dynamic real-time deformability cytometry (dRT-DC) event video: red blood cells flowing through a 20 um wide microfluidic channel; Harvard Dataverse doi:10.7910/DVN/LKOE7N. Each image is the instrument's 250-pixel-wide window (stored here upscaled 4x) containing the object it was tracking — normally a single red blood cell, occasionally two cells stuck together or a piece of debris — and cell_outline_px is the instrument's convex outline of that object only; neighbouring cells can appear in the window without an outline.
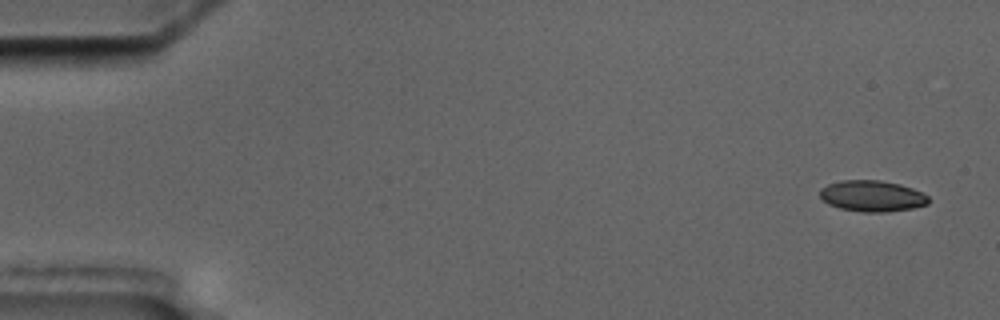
{"species": "common noctule bat (a hibernating species)", "species_latin": "Nyctalus noctula", "temperature_condition": "cold", "stored_images_in_passage": 15, "segment_of_instrument_passage": [1, 2], "camera_frame_rate_fps": 3000, "um_per_image_px": 0.085, "animal": {"sex": "male", "body_mass_g": 17.5, "forearm_length_mm": 52.3}, "frame": {"image": 1, "passage_image": 1, "time_ms": 0.0, "image_size_px": [1000, 320], "cell_outline_px": [[928, 204], [912, 208], [884, 212], [864, 212], [840, 208], [828, 204], [820, 196], [820, 188], [828, 184], [840, 180], [880, 180], [900, 184], [912, 188], [928, 196]], "centroid_in_image_um": [74.11, 16.65], "position_along_channel_um": 10.9, "area_um2": 19.59}}
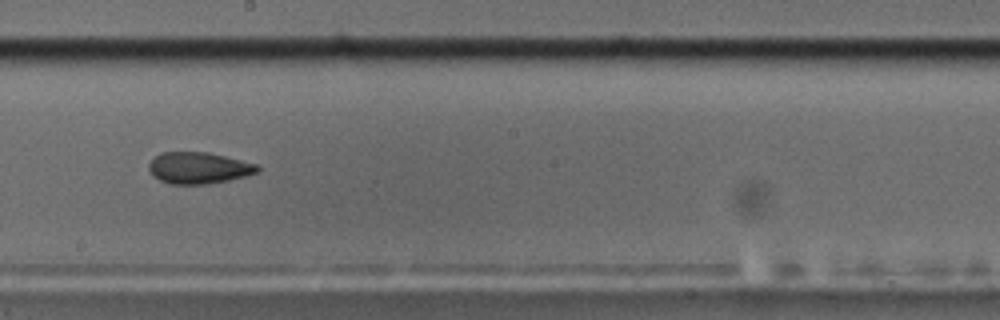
{"frame": {"image": 2, "passage_image": 9, "time_ms": 10.0, "image_size_px": [1000, 320], "cell_outline_px": [[260, 172], [228, 180], [208, 184], [168, 184], [160, 180], [148, 168], [148, 164], [160, 152], [208, 152], [256, 164], [260, 168]], "centroid_in_image_um": [16.89, 14.27], "position_along_channel_um": 231.3, "area_um2": 19.77}}
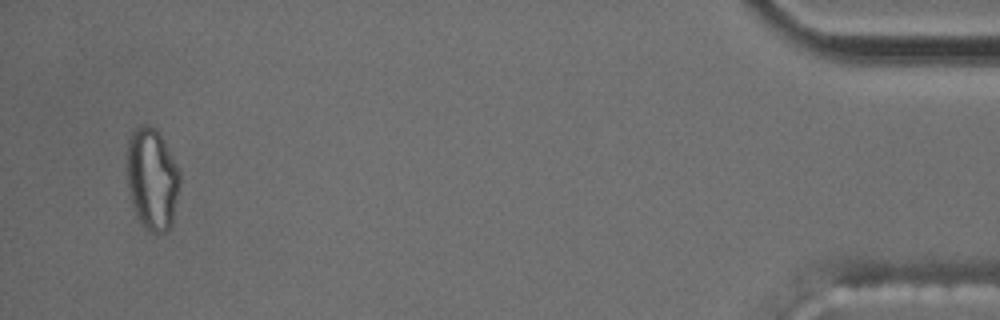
{"frame": {"image": 3, "passage_image": 14, "time_ms": 17.667, "image_size_px": [1000, 320], "cell_outline_px": [[180, 180], [172, 224], [164, 232], [152, 232], [144, 228], [136, 216], [132, 208], [128, 192], [128, 136], [140, 124], [148, 124], [156, 128], [160, 132], [180, 172]], "centroid_in_image_um": [12.92, 15.19], "position_along_channel_um": 422.3, "area_um2": 31.56}}